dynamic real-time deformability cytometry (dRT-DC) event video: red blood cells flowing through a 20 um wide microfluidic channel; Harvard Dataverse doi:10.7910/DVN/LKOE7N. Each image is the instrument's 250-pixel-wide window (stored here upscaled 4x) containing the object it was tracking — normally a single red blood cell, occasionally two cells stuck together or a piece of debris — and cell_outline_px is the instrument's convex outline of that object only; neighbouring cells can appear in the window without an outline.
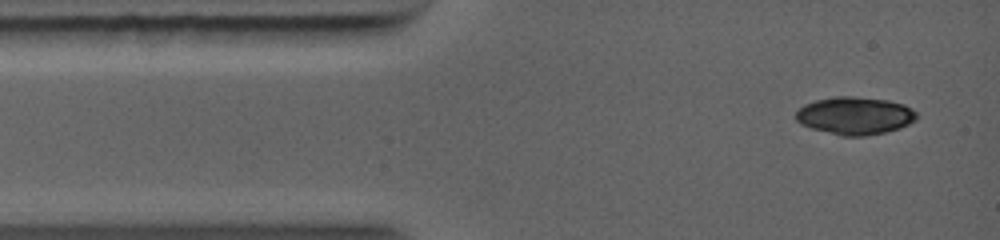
{"species": "common noctule bat (a hibernating species)", "species_latin": "Nyctalus noctula", "temperature_condition": "warm", "stored_images_in_passage": 2, "camera_frame_rate_fps": 5000, "um_per_image_px": 0.085, "animal": {"sex": "female", "body_mass_g": 19.0, "forearm_length_mm": 56.7}, "frame": {"image": 1, "passage_image": 1, "time_ms": 0.0, "image_size_px": [1000, 240], "cell_outline_px": [[916, 120], [900, 128], [884, 132], [864, 136], [844, 136], [812, 128], [800, 124], [796, 120], [796, 112], [804, 104], [816, 100], [836, 96], [852, 96], [888, 100], [904, 104], [912, 108], [916, 112]], "centroid_in_image_um": [72.67, 9.82], "position_along_channel_um": 12.3, "area_um2": 26.41}}